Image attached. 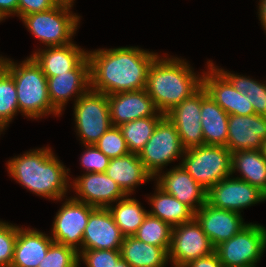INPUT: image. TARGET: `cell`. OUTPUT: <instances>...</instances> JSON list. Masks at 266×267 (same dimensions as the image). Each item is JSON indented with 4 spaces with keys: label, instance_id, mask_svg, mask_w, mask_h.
Listing matches in <instances>:
<instances>
[{
    "label": "cell",
    "instance_id": "3",
    "mask_svg": "<svg viewBox=\"0 0 266 267\" xmlns=\"http://www.w3.org/2000/svg\"><path fill=\"white\" fill-rule=\"evenodd\" d=\"M164 55H158L150 66L145 90L157 110L166 114L202 87L203 74L193 72L186 59Z\"/></svg>",
    "mask_w": 266,
    "mask_h": 267
},
{
    "label": "cell",
    "instance_id": "14",
    "mask_svg": "<svg viewBox=\"0 0 266 267\" xmlns=\"http://www.w3.org/2000/svg\"><path fill=\"white\" fill-rule=\"evenodd\" d=\"M207 72H202V87L228 115H253L254 108L247 95L241 94L207 61Z\"/></svg>",
    "mask_w": 266,
    "mask_h": 267
},
{
    "label": "cell",
    "instance_id": "43",
    "mask_svg": "<svg viewBox=\"0 0 266 267\" xmlns=\"http://www.w3.org/2000/svg\"><path fill=\"white\" fill-rule=\"evenodd\" d=\"M114 267H131L125 260L122 258L114 265Z\"/></svg>",
    "mask_w": 266,
    "mask_h": 267
},
{
    "label": "cell",
    "instance_id": "35",
    "mask_svg": "<svg viewBox=\"0 0 266 267\" xmlns=\"http://www.w3.org/2000/svg\"><path fill=\"white\" fill-rule=\"evenodd\" d=\"M95 146L110 159L130 153L122 131L118 126H112L107 130Z\"/></svg>",
    "mask_w": 266,
    "mask_h": 267
},
{
    "label": "cell",
    "instance_id": "32",
    "mask_svg": "<svg viewBox=\"0 0 266 267\" xmlns=\"http://www.w3.org/2000/svg\"><path fill=\"white\" fill-rule=\"evenodd\" d=\"M171 233L172 227L168 223L148 213L133 236L141 242L162 247L168 252L171 245Z\"/></svg>",
    "mask_w": 266,
    "mask_h": 267
},
{
    "label": "cell",
    "instance_id": "19",
    "mask_svg": "<svg viewBox=\"0 0 266 267\" xmlns=\"http://www.w3.org/2000/svg\"><path fill=\"white\" fill-rule=\"evenodd\" d=\"M194 218L214 248L232 238L248 224L244 222L242 214L216 208L208 202L195 212Z\"/></svg>",
    "mask_w": 266,
    "mask_h": 267
},
{
    "label": "cell",
    "instance_id": "1",
    "mask_svg": "<svg viewBox=\"0 0 266 267\" xmlns=\"http://www.w3.org/2000/svg\"><path fill=\"white\" fill-rule=\"evenodd\" d=\"M157 56L158 53L133 46L89 50L90 89L106 95L143 90Z\"/></svg>",
    "mask_w": 266,
    "mask_h": 267
},
{
    "label": "cell",
    "instance_id": "10",
    "mask_svg": "<svg viewBox=\"0 0 266 267\" xmlns=\"http://www.w3.org/2000/svg\"><path fill=\"white\" fill-rule=\"evenodd\" d=\"M96 208L78 201L71 196L65 199L56 213L52 224L51 238L74 248L78 253L82 250V239L90 214Z\"/></svg>",
    "mask_w": 266,
    "mask_h": 267
},
{
    "label": "cell",
    "instance_id": "23",
    "mask_svg": "<svg viewBox=\"0 0 266 267\" xmlns=\"http://www.w3.org/2000/svg\"><path fill=\"white\" fill-rule=\"evenodd\" d=\"M51 236L37 229L17 226V238L10 267H37L53 243Z\"/></svg>",
    "mask_w": 266,
    "mask_h": 267
},
{
    "label": "cell",
    "instance_id": "33",
    "mask_svg": "<svg viewBox=\"0 0 266 267\" xmlns=\"http://www.w3.org/2000/svg\"><path fill=\"white\" fill-rule=\"evenodd\" d=\"M17 90L13 77L2 67L0 69V118L9 125L18 115Z\"/></svg>",
    "mask_w": 266,
    "mask_h": 267
},
{
    "label": "cell",
    "instance_id": "11",
    "mask_svg": "<svg viewBox=\"0 0 266 267\" xmlns=\"http://www.w3.org/2000/svg\"><path fill=\"white\" fill-rule=\"evenodd\" d=\"M214 250L195 218L172 227L168 257L173 267H184L193 260L212 254Z\"/></svg>",
    "mask_w": 266,
    "mask_h": 267
},
{
    "label": "cell",
    "instance_id": "20",
    "mask_svg": "<svg viewBox=\"0 0 266 267\" xmlns=\"http://www.w3.org/2000/svg\"><path fill=\"white\" fill-rule=\"evenodd\" d=\"M266 140V116L229 115L226 148L231 152L262 150Z\"/></svg>",
    "mask_w": 266,
    "mask_h": 267
},
{
    "label": "cell",
    "instance_id": "7",
    "mask_svg": "<svg viewBox=\"0 0 266 267\" xmlns=\"http://www.w3.org/2000/svg\"><path fill=\"white\" fill-rule=\"evenodd\" d=\"M76 134L81 144L95 145L113 125L107 95L89 89L74 102Z\"/></svg>",
    "mask_w": 266,
    "mask_h": 267
},
{
    "label": "cell",
    "instance_id": "30",
    "mask_svg": "<svg viewBox=\"0 0 266 267\" xmlns=\"http://www.w3.org/2000/svg\"><path fill=\"white\" fill-rule=\"evenodd\" d=\"M211 64L232 84V86L238 90L241 94L247 95L251 102L254 113L257 115L266 116V81H256L249 76L238 75L225 71L222 68L214 65L213 61ZM265 83V84H264Z\"/></svg>",
    "mask_w": 266,
    "mask_h": 267
},
{
    "label": "cell",
    "instance_id": "40",
    "mask_svg": "<svg viewBox=\"0 0 266 267\" xmlns=\"http://www.w3.org/2000/svg\"><path fill=\"white\" fill-rule=\"evenodd\" d=\"M184 267H224L215 251L204 257L189 262Z\"/></svg>",
    "mask_w": 266,
    "mask_h": 267
},
{
    "label": "cell",
    "instance_id": "5",
    "mask_svg": "<svg viewBox=\"0 0 266 267\" xmlns=\"http://www.w3.org/2000/svg\"><path fill=\"white\" fill-rule=\"evenodd\" d=\"M73 6L58 3L50 10L24 16L27 30L44 46H63L73 43L80 16L70 11Z\"/></svg>",
    "mask_w": 266,
    "mask_h": 267
},
{
    "label": "cell",
    "instance_id": "18",
    "mask_svg": "<svg viewBox=\"0 0 266 267\" xmlns=\"http://www.w3.org/2000/svg\"><path fill=\"white\" fill-rule=\"evenodd\" d=\"M154 179L159 188L187 205L194 213L207 202V190L180 163L167 172H159Z\"/></svg>",
    "mask_w": 266,
    "mask_h": 267
},
{
    "label": "cell",
    "instance_id": "38",
    "mask_svg": "<svg viewBox=\"0 0 266 267\" xmlns=\"http://www.w3.org/2000/svg\"><path fill=\"white\" fill-rule=\"evenodd\" d=\"M85 150L80 157V164L84 168V173H105L110 163L108 158L95 145H83Z\"/></svg>",
    "mask_w": 266,
    "mask_h": 267
},
{
    "label": "cell",
    "instance_id": "45",
    "mask_svg": "<svg viewBox=\"0 0 266 267\" xmlns=\"http://www.w3.org/2000/svg\"><path fill=\"white\" fill-rule=\"evenodd\" d=\"M7 126L8 125L0 118V135L2 134L1 132L6 130L5 128H7Z\"/></svg>",
    "mask_w": 266,
    "mask_h": 267
},
{
    "label": "cell",
    "instance_id": "44",
    "mask_svg": "<svg viewBox=\"0 0 266 267\" xmlns=\"http://www.w3.org/2000/svg\"><path fill=\"white\" fill-rule=\"evenodd\" d=\"M58 3H61V4H66V5H70V6H73L74 4V1L75 0H56Z\"/></svg>",
    "mask_w": 266,
    "mask_h": 267
},
{
    "label": "cell",
    "instance_id": "29",
    "mask_svg": "<svg viewBox=\"0 0 266 267\" xmlns=\"http://www.w3.org/2000/svg\"><path fill=\"white\" fill-rule=\"evenodd\" d=\"M129 197L127 195L116 201L115 205L112 204L108 207L115 224L125 237L133 236L148 214V211L141 206V203L137 199Z\"/></svg>",
    "mask_w": 266,
    "mask_h": 267
},
{
    "label": "cell",
    "instance_id": "9",
    "mask_svg": "<svg viewBox=\"0 0 266 267\" xmlns=\"http://www.w3.org/2000/svg\"><path fill=\"white\" fill-rule=\"evenodd\" d=\"M184 152L175 125L164 116L138 157L154 178L169 163L183 157Z\"/></svg>",
    "mask_w": 266,
    "mask_h": 267
},
{
    "label": "cell",
    "instance_id": "4",
    "mask_svg": "<svg viewBox=\"0 0 266 267\" xmlns=\"http://www.w3.org/2000/svg\"><path fill=\"white\" fill-rule=\"evenodd\" d=\"M3 68L15 81L19 112L23 116L37 120L51 114L62 115L51 104L47 77L31 56L20 63L5 58Z\"/></svg>",
    "mask_w": 266,
    "mask_h": 267
},
{
    "label": "cell",
    "instance_id": "39",
    "mask_svg": "<svg viewBox=\"0 0 266 267\" xmlns=\"http://www.w3.org/2000/svg\"><path fill=\"white\" fill-rule=\"evenodd\" d=\"M58 4L56 0H18V17L50 10Z\"/></svg>",
    "mask_w": 266,
    "mask_h": 267
},
{
    "label": "cell",
    "instance_id": "15",
    "mask_svg": "<svg viewBox=\"0 0 266 267\" xmlns=\"http://www.w3.org/2000/svg\"><path fill=\"white\" fill-rule=\"evenodd\" d=\"M47 85L51 104L62 114L69 99L75 97V102L90 89L88 57L86 56L73 70L47 77Z\"/></svg>",
    "mask_w": 266,
    "mask_h": 267
},
{
    "label": "cell",
    "instance_id": "42",
    "mask_svg": "<svg viewBox=\"0 0 266 267\" xmlns=\"http://www.w3.org/2000/svg\"><path fill=\"white\" fill-rule=\"evenodd\" d=\"M258 17H259V20H260V23L262 25V27L264 28L265 30V33H266V0H259V3H258Z\"/></svg>",
    "mask_w": 266,
    "mask_h": 267
},
{
    "label": "cell",
    "instance_id": "41",
    "mask_svg": "<svg viewBox=\"0 0 266 267\" xmlns=\"http://www.w3.org/2000/svg\"><path fill=\"white\" fill-rule=\"evenodd\" d=\"M0 15L4 20L12 15L18 16V0H0Z\"/></svg>",
    "mask_w": 266,
    "mask_h": 267
},
{
    "label": "cell",
    "instance_id": "16",
    "mask_svg": "<svg viewBox=\"0 0 266 267\" xmlns=\"http://www.w3.org/2000/svg\"><path fill=\"white\" fill-rule=\"evenodd\" d=\"M201 103L202 87L165 114L175 125L185 150L203 145Z\"/></svg>",
    "mask_w": 266,
    "mask_h": 267
},
{
    "label": "cell",
    "instance_id": "34",
    "mask_svg": "<svg viewBox=\"0 0 266 267\" xmlns=\"http://www.w3.org/2000/svg\"><path fill=\"white\" fill-rule=\"evenodd\" d=\"M78 259L74 248L53 242L37 267H79Z\"/></svg>",
    "mask_w": 266,
    "mask_h": 267
},
{
    "label": "cell",
    "instance_id": "31",
    "mask_svg": "<svg viewBox=\"0 0 266 267\" xmlns=\"http://www.w3.org/2000/svg\"><path fill=\"white\" fill-rule=\"evenodd\" d=\"M163 117H145L118 126L130 153L139 154Z\"/></svg>",
    "mask_w": 266,
    "mask_h": 267
},
{
    "label": "cell",
    "instance_id": "24",
    "mask_svg": "<svg viewBox=\"0 0 266 267\" xmlns=\"http://www.w3.org/2000/svg\"><path fill=\"white\" fill-rule=\"evenodd\" d=\"M105 173L130 196L139 185L154 180L135 153L112 158Z\"/></svg>",
    "mask_w": 266,
    "mask_h": 267
},
{
    "label": "cell",
    "instance_id": "36",
    "mask_svg": "<svg viewBox=\"0 0 266 267\" xmlns=\"http://www.w3.org/2000/svg\"><path fill=\"white\" fill-rule=\"evenodd\" d=\"M78 254L79 266L83 261L86 267H114L121 259L120 250L82 249Z\"/></svg>",
    "mask_w": 266,
    "mask_h": 267
},
{
    "label": "cell",
    "instance_id": "27",
    "mask_svg": "<svg viewBox=\"0 0 266 267\" xmlns=\"http://www.w3.org/2000/svg\"><path fill=\"white\" fill-rule=\"evenodd\" d=\"M232 175L240 173L235 178L248 182L266 195V158L262 150H243L232 153Z\"/></svg>",
    "mask_w": 266,
    "mask_h": 267
},
{
    "label": "cell",
    "instance_id": "8",
    "mask_svg": "<svg viewBox=\"0 0 266 267\" xmlns=\"http://www.w3.org/2000/svg\"><path fill=\"white\" fill-rule=\"evenodd\" d=\"M266 250V228L248 223L236 235L215 247L224 267H256Z\"/></svg>",
    "mask_w": 266,
    "mask_h": 267
},
{
    "label": "cell",
    "instance_id": "26",
    "mask_svg": "<svg viewBox=\"0 0 266 267\" xmlns=\"http://www.w3.org/2000/svg\"><path fill=\"white\" fill-rule=\"evenodd\" d=\"M120 253L131 267H165L169 262L164 248L141 242L134 236L124 238Z\"/></svg>",
    "mask_w": 266,
    "mask_h": 267
},
{
    "label": "cell",
    "instance_id": "17",
    "mask_svg": "<svg viewBox=\"0 0 266 267\" xmlns=\"http://www.w3.org/2000/svg\"><path fill=\"white\" fill-rule=\"evenodd\" d=\"M113 126L145 117H164L145 89L107 95Z\"/></svg>",
    "mask_w": 266,
    "mask_h": 267
},
{
    "label": "cell",
    "instance_id": "13",
    "mask_svg": "<svg viewBox=\"0 0 266 267\" xmlns=\"http://www.w3.org/2000/svg\"><path fill=\"white\" fill-rule=\"evenodd\" d=\"M74 199L95 208H108L127 194L106 173H84L70 182Z\"/></svg>",
    "mask_w": 266,
    "mask_h": 267
},
{
    "label": "cell",
    "instance_id": "21",
    "mask_svg": "<svg viewBox=\"0 0 266 267\" xmlns=\"http://www.w3.org/2000/svg\"><path fill=\"white\" fill-rule=\"evenodd\" d=\"M124 238L108 208H96L85 227L82 249L120 250Z\"/></svg>",
    "mask_w": 266,
    "mask_h": 267
},
{
    "label": "cell",
    "instance_id": "37",
    "mask_svg": "<svg viewBox=\"0 0 266 267\" xmlns=\"http://www.w3.org/2000/svg\"><path fill=\"white\" fill-rule=\"evenodd\" d=\"M17 238V225L0 220V267H10Z\"/></svg>",
    "mask_w": 266,
    "mask_h": 267
},
{
    "label": "cell",
    "instance_id": "12",
    "mask_svg": "<svg viewBox=\"0 0 266 267\" xmlns=\"http://www.w3.org/2000/svg\"><path fill=\"white\" fill-rule=\"evenodd\" d=\"M233 176L221 180L207 191L209 204L241 214L244 208L266 201V195L258 188Z\"/></svg>",
    "mask_w": 266,
    "mask_h": 267
},
{
    "label": "cell",
    "instance_id": "46",
    "mask_svg": "<svg viewBox=\"0 0 266 267\" xmlns=\"http://www.w3.org/2000/svg\"><path fill=\"white\" fill-rule=\"evenodd\" d=\"M262 152L264 154V157L266 158V140L263 143V148H262Z\"/></svg>",
    "mask_w": 266,
    "mask_h": 267
},
{
    "label": "cell",
    "instance_id": "2",
    "mask_svg": "<svg viewBox=\"0 0 266 267\" xmlns=\"http://www.w3.org/2000/svg\"><path fill=\"white\" fill-rule=\"evenodd\" d=\"M6 164L9 176L37 196L63 201L71 188L70 169H66L50 147L32 149Z\"/></svg>",
    "mask_w": 266,
    "mask_h": 267
},
{
    "label": "cell",
    "instance_id": "22",
    "mask_svg": "<svg viewBox=\"0 0 266 267\" xmlns=\"http://www.w3.org/2000/svg\"><path fill=\"white\" fill-rule=\"evenodd\" d=\"M87 52L88 50L73 42L63 46L39 48L30 56L46 77H51L73 70L87 56Z\"/></svg>",
    "mask_w": 266,
    "mask_h": 267
},
{
    "label": "cell",
    "instance_id": "25",
    "mask_svg": "<svg viewBox=\"0 0 266 267\" xmlns=\"http://www.w3.org/2000/svg\"><path fill=\"white\" fill-rule=\"evenodd\" d=\"M201 126L203 145H227L229 115L202 87Z\"/></svg>",
    "mask_w": 266,
    "mask_h": 267
},
{
    "label": "cell",
    "instance_id": "48",
    "mask_svg": "<svg viewBox=\"0 0 266 267\" xmlns=\"http://www.w3.org/2000/svg\"><path fill=\"white\" fill-rule=\"evenodd\" d=\"M3 20H4L3 17L0 15V22L3 21Z\"/></svg>",
    "mask_w": 266,
    "mask_h": 267
},
{
    "label": "cell",
    "instance_id": "28",
    "mask_svg": "<svg viewBox=\"0 0 266 267\" xmlns=\"http://www.w3.org/2000/svg\"><path fill=\"white\" fill-rule=\"evenodd\" d=\"M147 200L152 207L148 213L168 223L171 227L188 223L195 217V213L187 205L164 192L157 185L154 194L147 197Z\"/></svg>",
    "mask_w": 266,
    "mask_h": 267
},
{
    "label": "cell",
    "instance_id": "47",
    "mask_svg": "<svg viewBox=\"0 0 266 267\" xmlns=\"http://www.w3.org/2000/svg\"><path fill=\"white\" fill-rule=\"evenodd\" d=\"M4 59H5V57H3V56L1 55V56H0V69L3 67Z\"/></svg>",
    "mask_w": 266,
    "mask_h": 267
},
{
    "label": "cell",
    "instance_id": "6",
    "mask_svg": "<svg viewBox=\"0 0 266 267\" xmlns=\"http://www.w3.org/2000/svg\"><path fill=\"white\" fill-rule=\"evenodd\" d=\"M181 159V167L207 191L230 177L232 153L220 145H201L185 150Z\"/></svg>",
    "mask_w": 266,
    "mask_h": 267
}]
</instances>
